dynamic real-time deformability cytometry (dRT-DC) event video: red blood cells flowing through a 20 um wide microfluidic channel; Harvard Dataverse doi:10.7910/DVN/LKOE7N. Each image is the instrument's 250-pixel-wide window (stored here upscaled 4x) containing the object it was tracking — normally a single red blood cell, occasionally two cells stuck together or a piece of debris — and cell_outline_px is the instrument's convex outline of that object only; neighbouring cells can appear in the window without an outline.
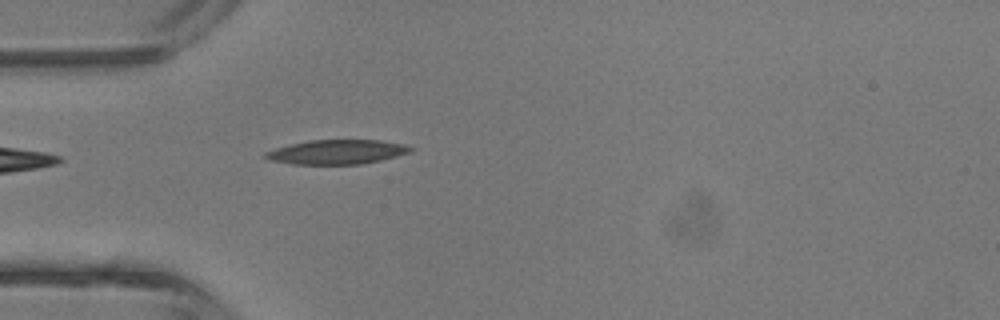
{"species": "common noctule bat (a hibernating species)", "species_latin": "Nyctalus noctula", "temperature_condition": "room temperature", "stored_images_in_passage": 1, "camera_frame_rate_fps": 3000, "um_per_image_px": 0.085, "animal": {"sex": "male", "body_mass_g": 13.3}, "frame": {"image": 1, "passage_image": 1, "time_ms": 0.0, "image_size_px": [1000, 320], "cell_outline_px": [[412, 152], [380, 160], [360, 164], [292, 164], [268, 160], [264, 156], [264, 152], [276, 148], [308, 140], [380, 140], [404, 144], [412, 148]], "centroid_in_image_um": [28.62, 12.92], "position_along_channel_um": 56.4, "area_um2": 20.52}}